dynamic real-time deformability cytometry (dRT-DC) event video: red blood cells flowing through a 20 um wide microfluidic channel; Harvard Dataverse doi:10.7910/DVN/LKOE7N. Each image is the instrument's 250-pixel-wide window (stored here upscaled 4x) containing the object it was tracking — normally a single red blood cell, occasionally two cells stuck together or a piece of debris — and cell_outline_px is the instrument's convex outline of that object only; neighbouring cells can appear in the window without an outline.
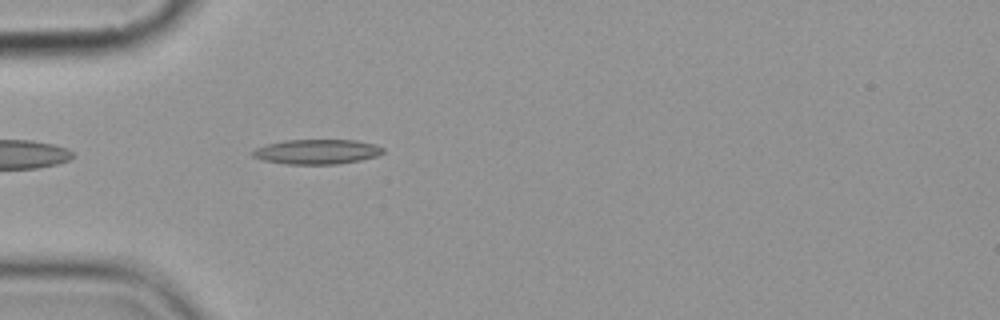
{"species": "common noctule bat (a hibernating species)", "species_latin": "Nyctalus noctula", "temperature_condition": "cold", "stored_images_in_passage": 1, "camera_frame_rate_fps": 3000, "um_per_image_px": 0.085, "animal": {"sex": "female", "body_mass_g": 19.9}, "frame": {"image": 1, "passage_image": 1, "time_ms": 0.0, "image_size_px": [1000, 320], "cell_outline_px": [[384, 152], [376, 156], [360, 160], [336, 164], [284, 164], [260, 160], [252, 156], [248, 152], [256, 148], [268, 144], [284, 140], [356, 140], [372, 144], [384, 148]], "centroid_in_image_um": [26.87, 12.9], "position_along_channel_um": 58.1, "area_um2": 18.9}}